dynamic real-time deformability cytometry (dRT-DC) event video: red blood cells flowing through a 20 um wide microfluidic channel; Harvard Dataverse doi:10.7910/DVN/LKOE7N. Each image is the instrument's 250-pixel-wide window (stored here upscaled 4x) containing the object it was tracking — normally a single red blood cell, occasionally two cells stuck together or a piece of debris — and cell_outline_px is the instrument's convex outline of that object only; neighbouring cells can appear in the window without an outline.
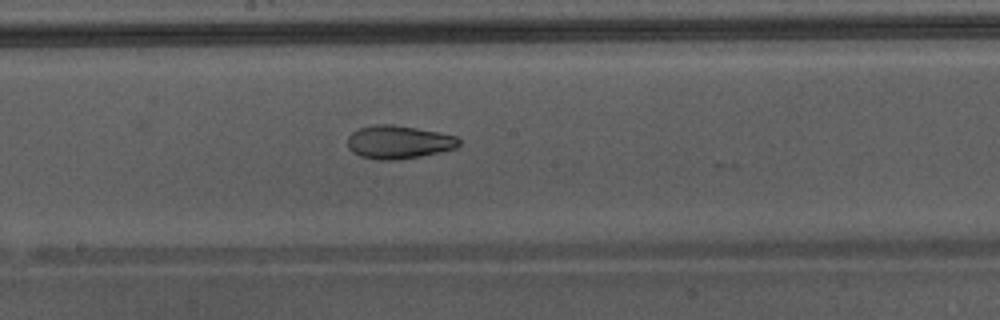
{"species": "Egyptian fruit bat (a non-hibernating species)", "species_latin": "Rousettus aegyptiacus", "temperature_condition": "warm", "stored_images_in_passage": 19, "camera_frame_rate_fps": 3000, "um_per_image_px": 0.085, "animal": {"sex": "male"}, "frame": {"image": 1, "passage_image": 16, "time_ms": 5.0, "image_size_px": [1000, 320], "cell_outline_px": [[460, 144], [456, 148], [440, 152], [420, 156], [396, 160], [380, 160], [360, 156], [352, 152], [348, 148], [348, 136], [356, 128], [376, 124], [392, 124], [416, 128], [456, 136], [460, 140]], "centroid_in_image_um": [33.85, 12.07], "position_along_channel_um": 214.4, "area_um2": 21.62}}